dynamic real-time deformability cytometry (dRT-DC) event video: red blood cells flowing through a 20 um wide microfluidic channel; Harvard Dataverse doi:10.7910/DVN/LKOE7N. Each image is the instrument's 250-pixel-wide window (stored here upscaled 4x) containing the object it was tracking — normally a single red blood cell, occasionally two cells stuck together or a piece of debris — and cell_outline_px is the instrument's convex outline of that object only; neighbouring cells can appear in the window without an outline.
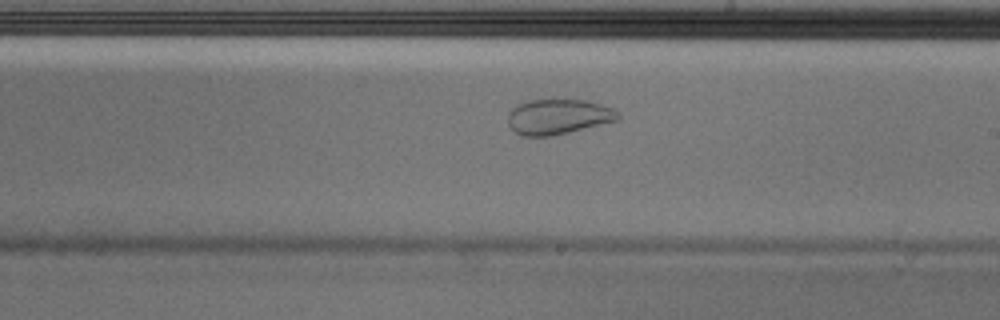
{"species": "Egyptian fruit bat (a non-hibernating species)", "species_latin": "Rousettus aegyptiacus", "temperature_condition": "cold", "stored_images_in_passage": 54, "camera_frame_rate_fps": 3000, "um_per_image_px": 0.085, "animal": {"sex": "male"}, "frame": {"image": 1, "passage_image": 31, "time_ms": 10.0, "image_size_px": [1000, 320], "cell_outline_px": [[620, 120], [552, 136], [524, 136], [516, 132], [508, 124], [508, 112], [516, 104], [528, 100], [588, 100], [616, 108], [620, 112]], "centroid_in_image_um": [47.5, 9.91], "position_along_channel_um": 241.5, "area_um2": 22.89}}